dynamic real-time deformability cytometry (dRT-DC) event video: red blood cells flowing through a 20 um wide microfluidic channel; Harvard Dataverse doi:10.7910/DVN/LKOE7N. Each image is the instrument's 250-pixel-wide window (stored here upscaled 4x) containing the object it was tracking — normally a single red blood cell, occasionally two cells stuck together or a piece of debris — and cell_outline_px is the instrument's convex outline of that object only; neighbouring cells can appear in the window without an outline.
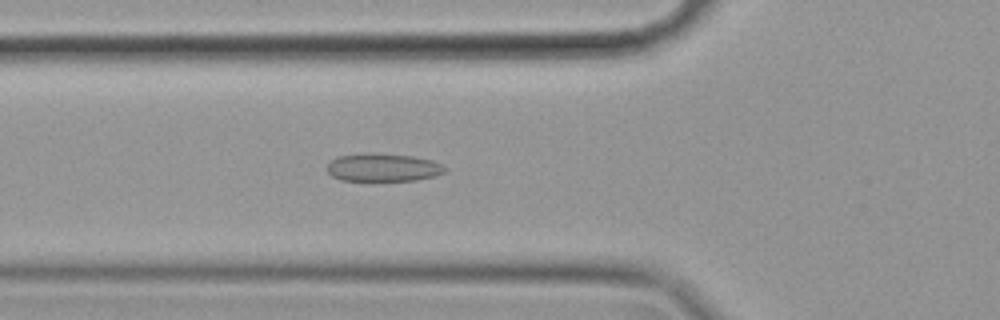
{"species": "common noctule bat (a hibernating species)", "species_latin": "Nyctalus noctula", "temperature_condition": "cold", "stored_images_in_passage": 54, "camera_frame_rate_fps": 3000, "um_per_image_px": 0.085, "animal": {"sex": "female", "body_mass_g": 19.9}, "frame": {"image": 1, "passage_image": 17, "time_ms": 5.333, "image_size_px": [1000, 320], "cell_outline_px": [[448, 168], [444, 172], [436, 176], [416, 180], [372, 184], [340, 180], [332, 176], [328, 172], [328, 164], [332, 160], [340, 156], [412, 156], [432, 160]], "centroid_in_image_um": [32.59, 14.35], "position_along_channel_um": 93.2, "area_um2": 19.19}}
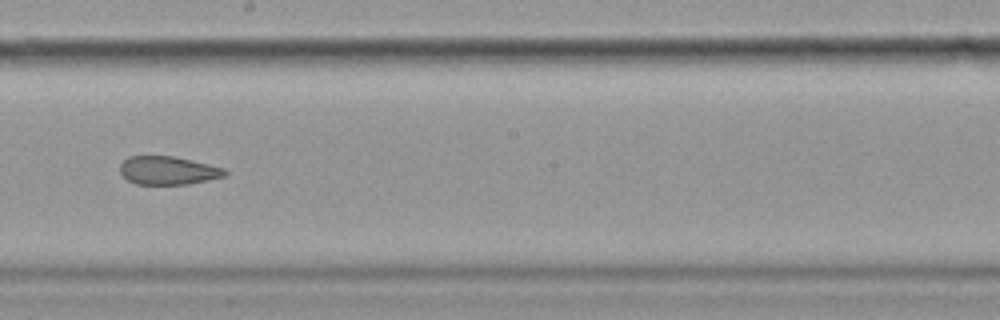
{"frame": {"image": 2, "passage_image": 29, "time_ms": 9.333, "image_size_px": [1000, 320], "cell_outline_px": [[228, 172], [224, 176], [208, 180], [188, 184], [136, 184], [128, 180], [120, 172], [120, 164], [128, 156], [172, 156], [208, 164], [224, 168]], "centroid_in_image_um": [14.27, 14.49], "position_along_channel_um": 233.9, "area_um2": 17.17}}
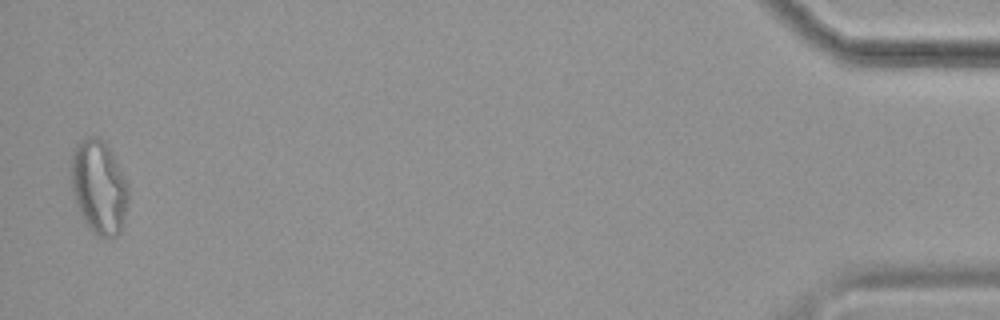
{"frame": {"image": 3, "passage_image": 53, "time_ms": 17.333, "image_size_px": [1000, 320], "cell_outline_px": [[128, 200], [124, 224], [120, 232], [116, 236], [100, 236], [92, 232], [88, 228], [76, 204], [72, 192], [72, 152], [76, 144], [88, 136], [96, 136], [104, 140], [128, 184]], "centroid_in_image_um": [8.41, 15.91], "position_along_channel_um": 426.8, "area_um2": 31.04}, "authors_computed_cell_mechanics": {"area_um2": 21.0681, "velocity_mm_per_s": 3.5161, "shape_relaxation_time_tau1_ms": null, "shape_relaxation_time_tau2_ms": 1.7994, "deformation_change_tau1": null, "deformation_change_tau2": 0.0745}}